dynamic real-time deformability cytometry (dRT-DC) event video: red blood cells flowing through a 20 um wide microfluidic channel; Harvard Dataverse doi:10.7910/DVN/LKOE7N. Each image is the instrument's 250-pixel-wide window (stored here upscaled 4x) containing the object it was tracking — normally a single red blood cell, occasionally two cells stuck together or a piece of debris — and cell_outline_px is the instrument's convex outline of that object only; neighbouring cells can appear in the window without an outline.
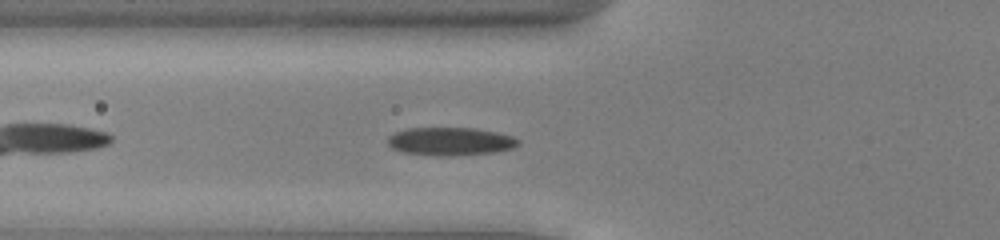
{"species": "common noctule bat (a hibernating species)", "species_latin": "Nyctalus noctula", "temperature_condition": "cold", "stored_images_in_passage": 38, "camera_frame_rate_fps": 3000, "um_per_image_px": 0.085, "animal": {"sex": "male", "body_mass_g": 13.0, "forearm_length_mm": 53.1}, "frame": {"image": 1, "passage_image": 5, "time_ms": 1.333, "image_size_px": [1000, 240], "cell_outline_px": [[520, 144], [512, 148], [492, 152], [448, 156], [440, 156], [400, 152], [392, 148], [388, 144], [388, 136], [396, 132], [408, 128], [476, 128], [496, 132], [512, 136], [520, 140]], "centroid_in_image_um": [38.26, 12.01], "position_along_channel_um": 87.5, "area_um2": 21.33}}
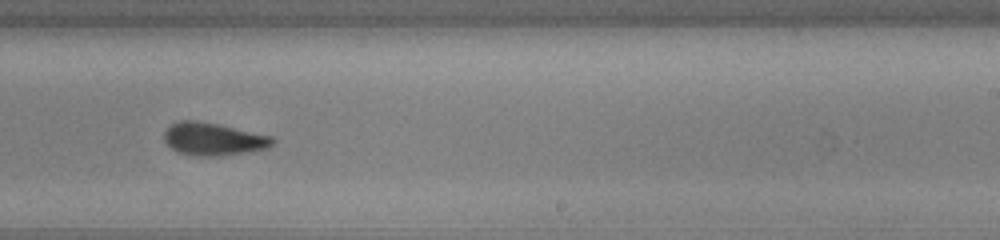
{"frame": {"image": 2, "passage_image": 19, "time_ms": 6.0, "image_size_px": [1000, 240], "cell_outline_px": [[276, 140], [268, 148], [220, 156], [200, 156], [176, 152], [164, 140], [164, 132], [176, 120], [196, 120], [220, 124], [272, 136]], "centroid_in_image_um": [18.13, 11.81], "position_along_channel_um": 270.9, "area_um2": 20.69}}
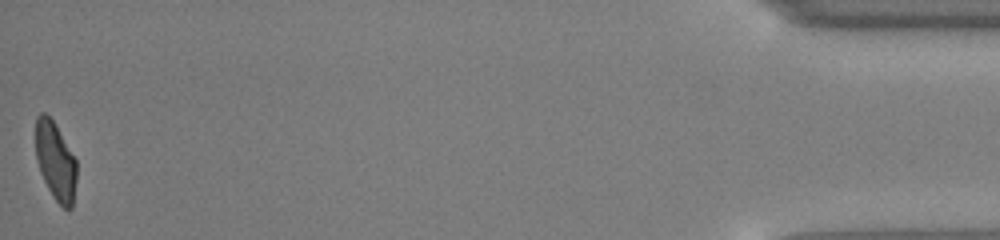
{"frame": {"image": 3, "passage_image": 38, "time_ms": 12.333, "image_size_px": [1000, 240], "cell_outline_px": [[76, 180], [72, 208], [64, 208], [56, 200], [48, 188], [40, 172], [36, 160], [36, 116], [40, 112], [44, 112], [56, 124], [76, 160]], "centroid_in_image_um": [4.71, 13.67], "position_along_channel_um": 430.5, "area_um2": 18.55}, "authors_computed_cell_mechanics": {"area_um2": 20.5768, "velocity_mm_per_s": 3.9308, "shape_relaxation_time_tau1_ms": 2.9243, "shape_relaxation_time_tau2_ms": 2.4817, "deformation_change_tau1": 0.1423, "deformation_change_tau2": 0.0923}}